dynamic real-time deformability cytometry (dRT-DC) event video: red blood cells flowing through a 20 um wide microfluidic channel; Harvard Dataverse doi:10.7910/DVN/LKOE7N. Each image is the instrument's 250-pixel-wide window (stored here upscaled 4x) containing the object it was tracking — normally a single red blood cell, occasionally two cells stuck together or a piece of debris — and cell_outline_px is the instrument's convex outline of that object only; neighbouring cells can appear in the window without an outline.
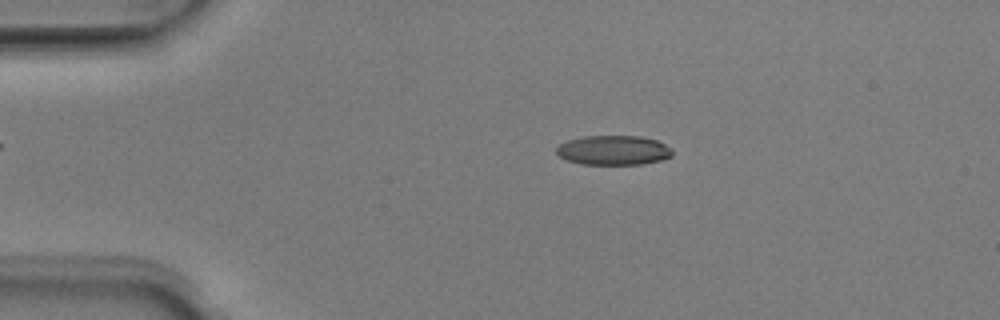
{"species": "Egyptian fruit bat (a non-hibernating species)", "species_latin": "Rousettus aegyptiacus", "temperature_condition": "room temperature", "stored_images_in_passage": 50, "camera_frame_rate_fps": 3000, "um_per_image_px": 0.085, "animal": {"sex": "male"}, "frame": {"image": 1, "passage_image": 10, "time_ms": 3.0, "image_size_px": [1000, 320], "cell_outline_px": [[672, 156], [660, 160], [644, 164], [580, 164], [568, 160], [560, 156], [556, 152], [556, 148], [560, 144], [568, 140], [584, 136], [640, 136], [656, 140], [672, 148]], "centroid_in_image_um": [52.15, 12.77], "position_along_channel_um": 32.8, "area_um2": 19.88}}
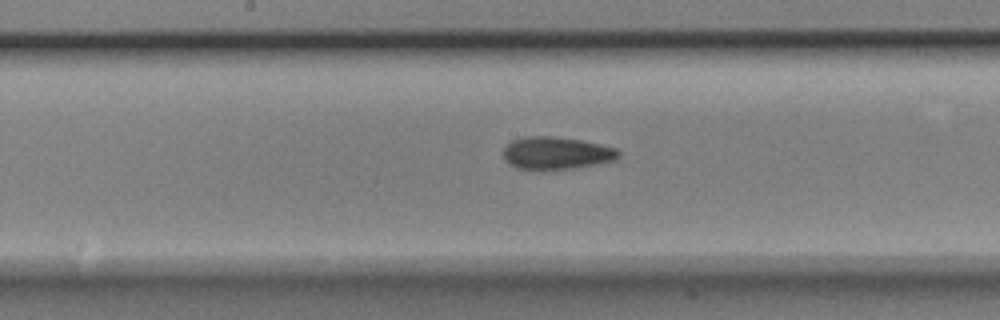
{"frame": {"image": 2, "passage_image": 26, "time_ms": 8.333, "image_size_px": [1000, 320], "cell_outline_px": [[620, 156], [616, 160], [600, 164], [544, 172], [532, 172], [516, 168], [508, 164], [504, 160], [504, 148], [512, 140], [524, 136], [552, 136], [580, 140], [600, 144], [616, 148], [620, 152]], "centroid_in_image_um": [47.26, 13.06], "position_along_channel_um": 200.9, "area_um2": 22.66}}
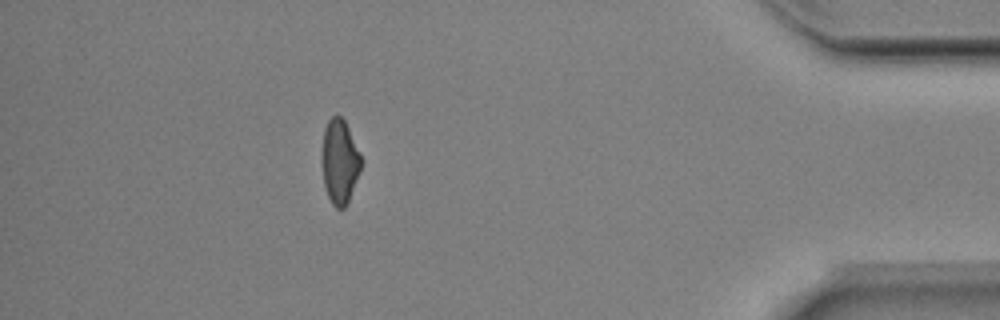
{"frame": {"image": 3, "passage_image": 45, "time_ms": 14.667, "image_size_px": [1000, 320], "cell_outline_px": [[360, 168], [348, 200], [344, 208], [336, 208], [332, 204], [328, 196], [324, 184], [320, 160], [320, 156], [324, 128], [328, 120], [332, 116], [340, 116], [344, 120], [348, 128], [360, 156]], "centroid_in_image_um": [28.8, 13.72], "position_along_channel_um": 406.4, "area_um2": 18.96}, "authors_computed_cell_mechanics": {"area_um2": 20.519, "velocity_mm_per_s": 4.0097, "shape_relaxation_time_tau1_ms": 3.6835, "shape_relaxation_time_tau2_ms": 2.9471, "deformation_change_tau1": 0.127, "deformation_change_tau2": 0.0931}}